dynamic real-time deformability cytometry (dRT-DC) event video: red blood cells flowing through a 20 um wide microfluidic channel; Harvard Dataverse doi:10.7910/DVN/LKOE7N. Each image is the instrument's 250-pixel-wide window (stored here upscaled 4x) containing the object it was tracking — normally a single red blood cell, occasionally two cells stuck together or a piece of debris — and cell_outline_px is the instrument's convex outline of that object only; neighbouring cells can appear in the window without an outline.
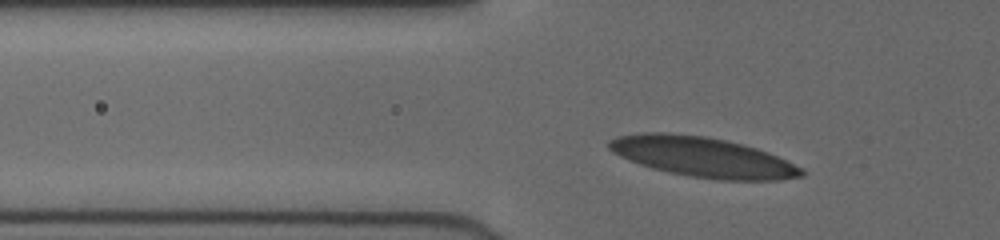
{"species": "human", "species_latin": "Homo sapiens", "temperature_condition": "cold", "stored_images_in_passage": 31, "camera_frame_rate_fps": 3000, "um_per_image_px": 0.085, "donor": {"sex": "female"}, "frame": {"image": 1, "passage_image": 2, "time_ms": 0.333, "image_size_px": [1000, 240], "cell_outline_px": [[804, 176], [776, 180], [720, 180], [688, 176], [668, 172], [652, 168], [628, 160], [612, 152], [608, 148], [608, 140], [620, 136], [644, 132], [664, 132], [704, 136], [724, 140], [756, 148], [768, 152], [804, 168]], "centroid_in_image_um": [59.72, 13.35], "position_along_channel_um": 66.1, "area_um2": 44.74}}
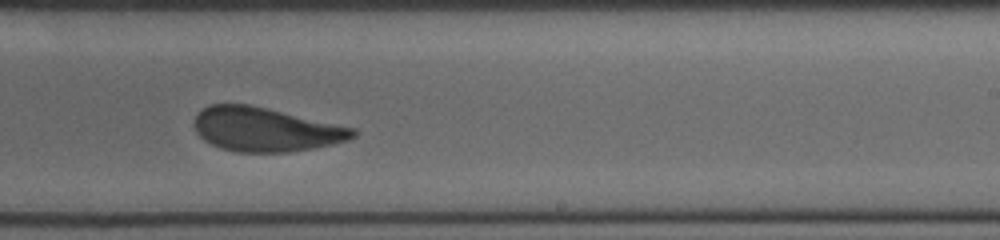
{"frame": {"image": 2, "passage_image": 18, "time_ms": 5.667, "image_size_px": [1000, 240], "cell_outline_px": [[356, 136], [348, 140], [332, 144], [312, 148], [288, 152], [240, 152], [220, 148], [204, 140], [196, 132], [192, 124], [196, 112], [208, 104], [248, 104], [356, 128]], "centroid_in_image_um": [22.52, 10.99], "position_along_channel_um": 266.5, "area_um2": 40.75}}
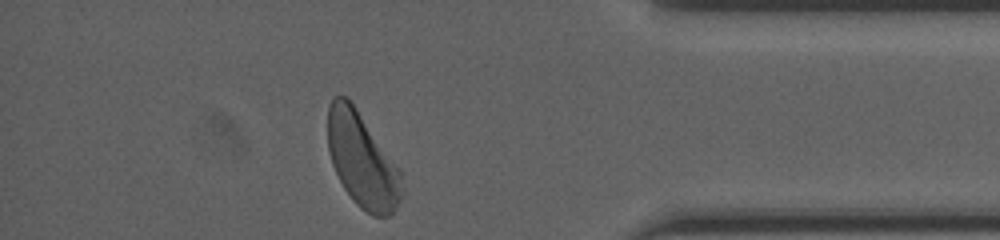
{"frame": {"image": 3, "passage_image": 30, "time_ms": 9.667, "image_size_px": [1000, 240], "cell_outline_px": [[404, 192], [396, 208], [388, 216], [372, 216], [360, 208], [356, 204], [344, 188], [332, 164], [328, 152], [328, 108], [332, 96], [348, 96], [400, 168]], "centroid_in_image_um": [30.79, 13.61], "position_along_channel_um": 404.4, "area_um2": 41.1}, "authors_computed_cell_mechanics": {"area_um2": 42.1362, "velocity_mm_per_s": 3.9633, "shape_relaxation_time_tau1_ms": 3.6876, "shape_relaxation_time_tau2_ms": 0.9284, "deformation_change_tau1": 0.1248, "deformation_change_tau2": 0.0639}}